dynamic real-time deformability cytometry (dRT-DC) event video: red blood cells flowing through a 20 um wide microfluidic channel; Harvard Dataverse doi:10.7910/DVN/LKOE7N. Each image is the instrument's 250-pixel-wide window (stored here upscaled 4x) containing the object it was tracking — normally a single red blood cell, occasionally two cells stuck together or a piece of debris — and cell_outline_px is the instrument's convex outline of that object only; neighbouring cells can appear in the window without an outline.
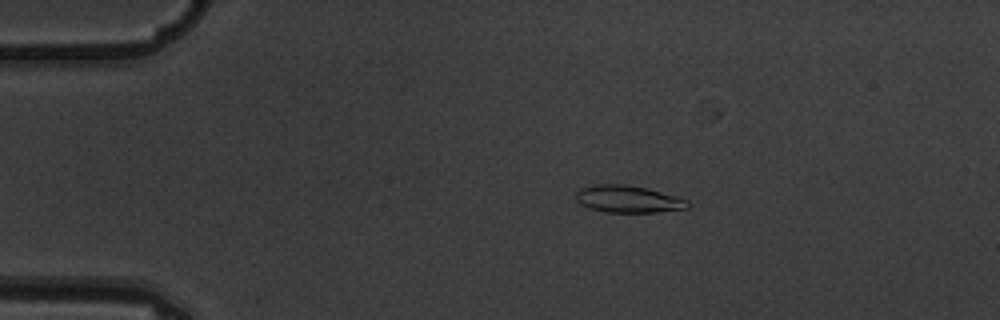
{"species": "common noctule bat (a hibernating species)", "species_latin": "Nyctalus noctula", "temperature_condition": "warm", "stored_images_in_passage": 6, "camera_frame_rate_fps": 3000, "um_per_image_px": 0.085, "animal": {"sex": "male", "body_mass_g": 19.5, "forearm_length_mm": 54.6}, "frame": {"image": 1, "passage_image": 3, "time_ms": 0.667, "image_size_px": [1000, 320], "cell_outline_px": [[692, 204], [688, 208], [656, 212], [604, 212], [588, 208], [580, 204], [576, 200], [576, 192], [580, 188], [592, 184], [624, 184], [648, 188], [676, 196], [688, 200]], "centroid_in_image_um": [53.38, 16.92], "position_along_channel_um": 31.6, "area_um2": 17.92}}
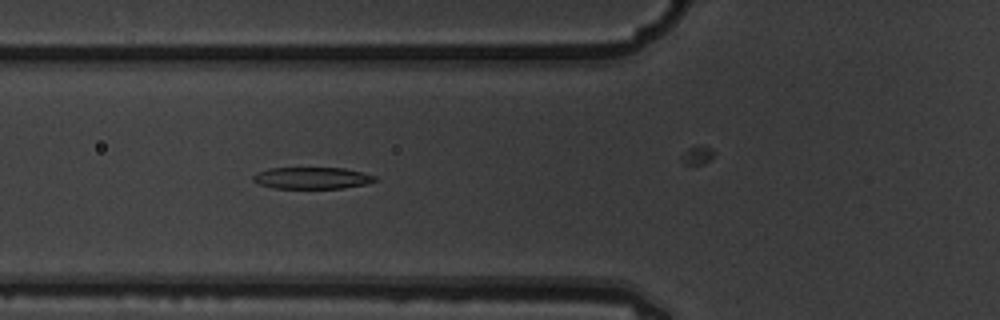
{"frame": {"image": 2, "passage_image": 6, "time_ms": 1.667, "image_size_px": [1000, 320], "cell_outline_px": [[376, 180], [364, 184], [344, 188], [272, 188], [260, 184], [252, 180], [252, 176], [256, 172], [268, 168], [344, 168], [376, 176]], "centroid_in_image_um": [26.46, 15.13], "position_along_channel_um": 99.3, "area_um2": 15.32}}